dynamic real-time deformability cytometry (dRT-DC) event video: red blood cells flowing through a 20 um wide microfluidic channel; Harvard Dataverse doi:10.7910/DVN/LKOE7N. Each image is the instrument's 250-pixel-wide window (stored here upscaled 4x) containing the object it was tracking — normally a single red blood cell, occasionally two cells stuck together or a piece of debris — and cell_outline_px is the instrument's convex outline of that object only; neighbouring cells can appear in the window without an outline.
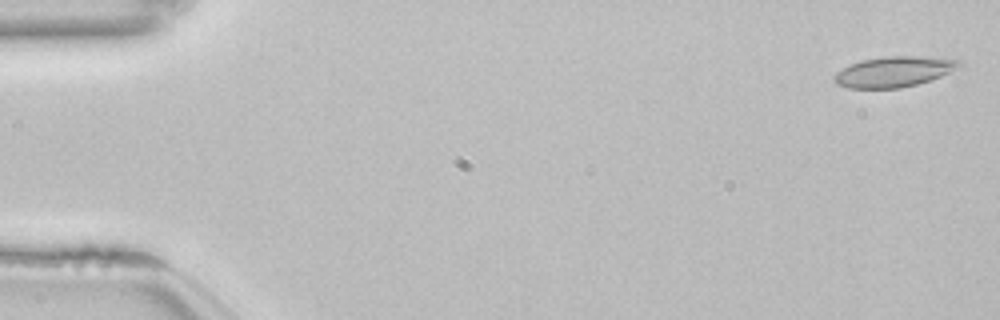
{"species": "common noctule bat (a hibernating species)", "species_latin": "Nyctalus noctula", "temperature_condition": "room temperature", "stored_images_in_passage": 53, "camera_frame_rate_fps": 3000, "um_per_image_px": 0.085, "animal": {"sex": "female", "body_mass_g": 22.7, "forearm_length_mm": 54.2}, "frame": {"image": 1, "passage_image": 1, "time_ms": 0.0, "image_size_px": [1000, 320], "cell_outline_px": [[964, 64], [940, 76], [916, 84], [900, 88], [848, 88], [836, 84], [832, 80], [832, 76], [836, 72], [860, 60], [884, 56], [924, 56], [960, 60]], "centroid_in_image_um": [75.94, 6.09], "position_along_channel_um": 9.1, "area_um2": 22.14}}
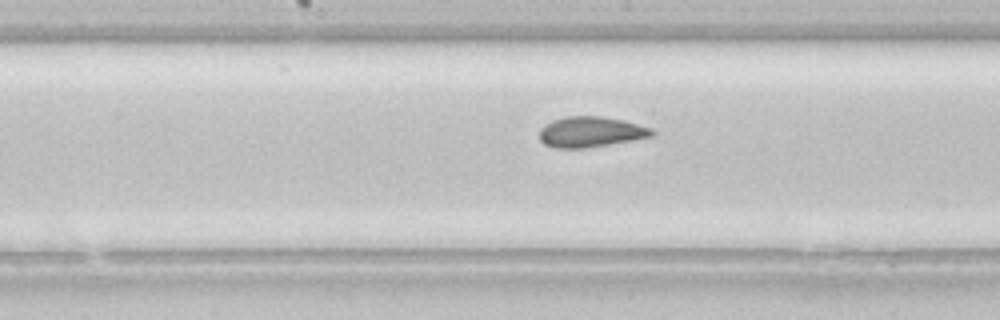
{"frame": {"image": 2, "passage_image": 27, "time_ms": 8.667, "image_size_px": [1000, 320], "cell_outline_px": [[656, 132], [652, 136], [632, 140], [584, 148], [556, 148], [544, 144], [540, 140], [540, 128], [544, 124], [552, 120], [564, 116], [600, 116], [624, 120], [652, 128]], "centroid_in_image_um": [50.19, 11.2], "position_along_channel_um": 198.0, "area_um2": 20.06}}
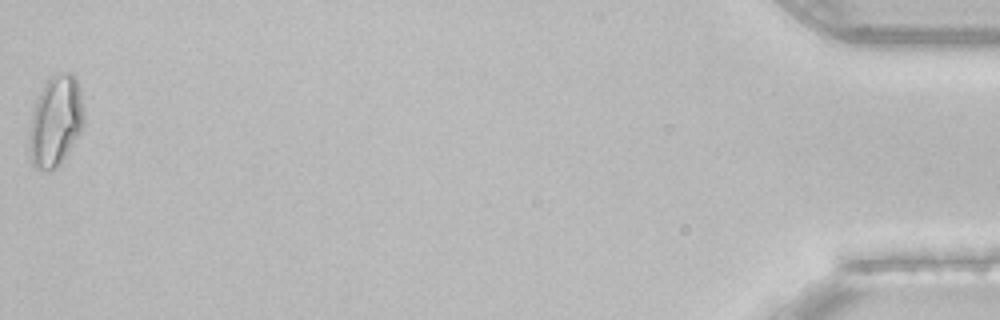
{"frame": {"image": 3, "passage_image": 53, "time_ms": 17.333, "image_size_px": [1000, 320], "cell_outline_px": [[84, 124], [80, 132], [60, 164], [52, 168], [36, 168], [32, 164], [28, 148], [28, 136], [32, 116], [36, 100], [44, 84], [52, 76], [60, 72], [68, 72], [76, 80], [80, 92], [84, 112]], "centroid_in_image_um": [4.71, 10.29], "position_along_channel_um": 430.5, "area_um2": 28.44}, "authors_computed_cell_mechanics": {"area_um2": 21.097, "velocity_mm_per_s": 3.8466, "shape_relaxation_time_tau1_ms": 6.037, "shape_relaxation_time_tau2_ms": 1.1918, "deformation_change_tau1": 0.1189, "deformation_change_tau2": 0.0502}}